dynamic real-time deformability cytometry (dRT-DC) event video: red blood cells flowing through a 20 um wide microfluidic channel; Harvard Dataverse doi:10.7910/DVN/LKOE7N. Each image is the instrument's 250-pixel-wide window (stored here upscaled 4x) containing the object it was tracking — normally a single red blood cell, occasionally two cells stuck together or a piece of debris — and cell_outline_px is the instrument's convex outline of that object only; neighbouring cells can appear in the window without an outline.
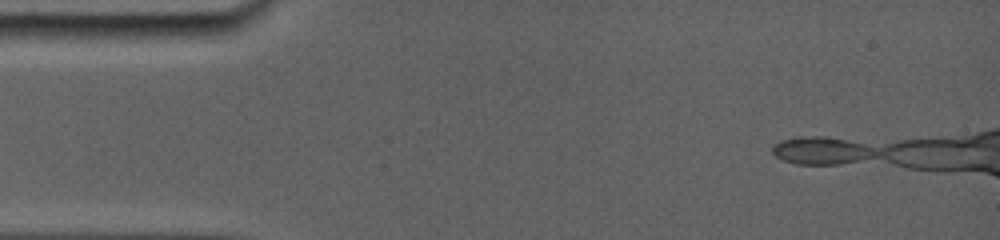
{"species": "common noctule bat (a hibernating species)", "species_latin": "Nyctalus noctula", "temperature_condition": "room temperature", "stored_images_in_passage": 14, "camera_frame_rate_fps": 5000, "um_per_image_px": 0.085, "animal": {"sex": "female", "body_mass_g": 19.0, "forearm_length_mm": 56.7}, "frame": {"image": 1, "passage_image": 1, "time_ms": 0.0, "image_size_px": [1000, 240], "cell_outline_px": [[868, 156], [852, 160], [832, 164], [800, 164], [784, 160], [776, 156], [772, 152], [776, 144], [788, 140], [840, 140], [856, 144], [864, 148]], "centroid_in_image_um": [69.57, 12.88], "position_along_channel_um": 15.4, "area_um2": 13.47}}
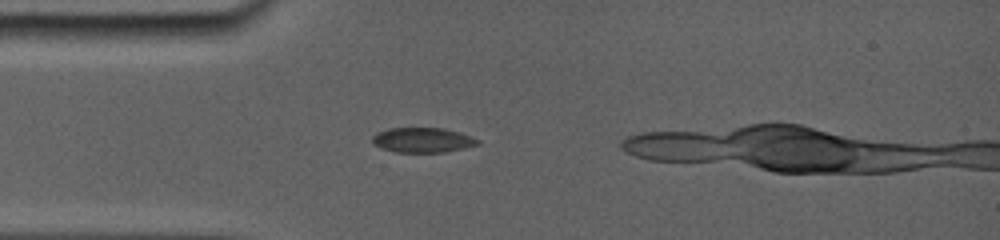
{"frame": {"image": 2, "passage_image": 11, "time_ms": 3.0, "image_size_px": [1000, 240], "cell_outline_px": [[476, 144], [460, 148], [440, 152], [396, 152], [384, 148], [376, 144], [372, 140], [372, 136], [380, 132], [392, 128], [440, 128], [456, 132], [468, 136], [476, 140]], "centroid_in_image_um": [35.84, 11.9], "position_along_channel_um": 49.2, "area_um2": 14.39}}
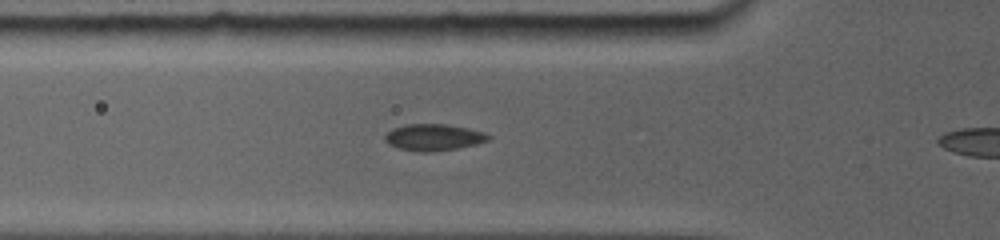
{"frame": {"image": 3, "passage_image": 13, "time_ms": 4.2, "image_size_px": [1000, 240], "cell_outline_px": [[488, 140], [476, 144], [456, 148], [424, 152], [400, 148], [384, 140], [384, 136], [388, 132], [396, 128], [408, 124], [444, 124], [464, 128], [480, 132], [488, 136]], "centroid_in_image_um": [36.82, 11.67], "position_along_channel_um": 89.0, "area_um2": 15.2}}